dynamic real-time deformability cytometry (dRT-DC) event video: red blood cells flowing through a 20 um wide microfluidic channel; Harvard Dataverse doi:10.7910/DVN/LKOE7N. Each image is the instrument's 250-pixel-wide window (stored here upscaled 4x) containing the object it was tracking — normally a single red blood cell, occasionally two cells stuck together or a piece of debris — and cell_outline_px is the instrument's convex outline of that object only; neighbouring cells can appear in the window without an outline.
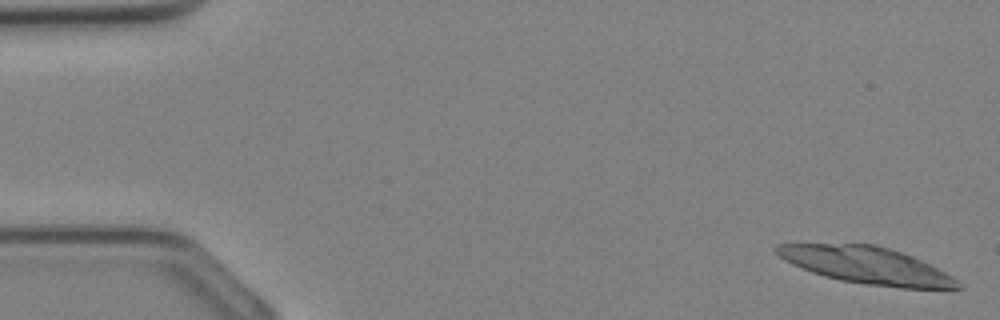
{"species": "Egyptian fruit bat (a non-hibernating species)", "species_latin": "Rousettus aegyptiacus", "temperature_condition": "cold", "stored_images_in_passage": 34, "camera_frame_rate_fps": 3000, "um_per_image_px": 0.085, "animal": {"sex": "female"}, "frame": {"image": 1, "passage_image": 1, "time_ms": 0.0, "image_size_px": [1000, 320], "cell_outline_px": [[964, 288], [900, 288], [868, 284], [840, 280], [824, 276], [812, 272], [792, 264], [784, 260], [772, 248], [776, 244], [876, 244], [912, 256], [952, 276]], "centroid_in_image_um": [73.62, 22.55], "position_along_channel_um": 11.4, "area_um2": 38.38}}
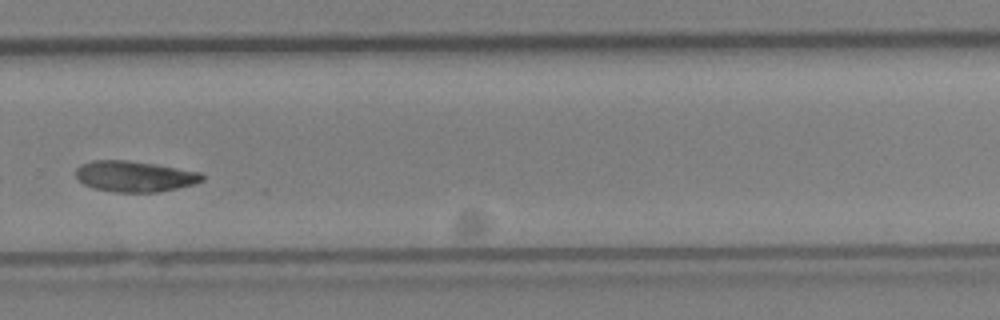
{"frame": {"image": 2, "passage_image": 24, "time_ms": 7.667, "image_size_px": [1000, 320], "cell_outline_px": [[204, 180], [196, 184], [160, 192], [112, 192], [92, 188], [84, 184], [76, 176], [76, 168], [80, 164], [92, 160], [128, 160], [200, 172], [204, 176]], "centroid_in_image_um": [11.43, 15.0], "position_along_channel_um": 318.4, "area_um2": 22.77}}